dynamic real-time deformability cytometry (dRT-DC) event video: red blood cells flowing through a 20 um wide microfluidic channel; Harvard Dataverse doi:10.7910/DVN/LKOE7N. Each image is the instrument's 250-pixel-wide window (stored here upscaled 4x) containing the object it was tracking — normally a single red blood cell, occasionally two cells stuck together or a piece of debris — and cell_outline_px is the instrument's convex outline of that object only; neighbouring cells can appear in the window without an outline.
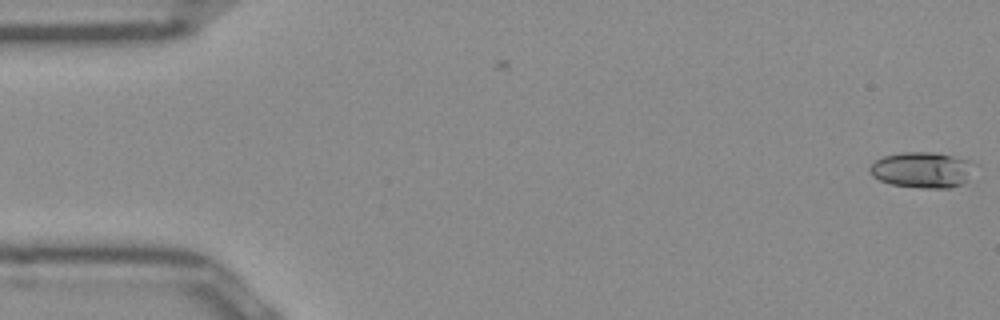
{"species": "Egyptian fruit bat (a non-hibernating species)", "species_latin": "Rousettus aegyptiacus", "temperature_condition": "room temperature", "stored_images_in_passage": 6, "camera_frame_rate_fps": 3000, "um_per_image_px": 0.085, "frame": {"image": 1, "passage_image": 6, "time_ms": 1.667, "image_size_px": [1000, 320], "cell_outline_px": [[968, 160], [964, 180], [960, 184], [948, 188], [924, 188], [892, 184], [880, 180], [872, 176], [868, 168], [876, 160], [884, 156], [900, 152], [932, 152], [952, 156]], "centroid_in_image_um": [78.22, 14.43], "position_along_channel_um": 6.8, "area_um2": 20.87}}